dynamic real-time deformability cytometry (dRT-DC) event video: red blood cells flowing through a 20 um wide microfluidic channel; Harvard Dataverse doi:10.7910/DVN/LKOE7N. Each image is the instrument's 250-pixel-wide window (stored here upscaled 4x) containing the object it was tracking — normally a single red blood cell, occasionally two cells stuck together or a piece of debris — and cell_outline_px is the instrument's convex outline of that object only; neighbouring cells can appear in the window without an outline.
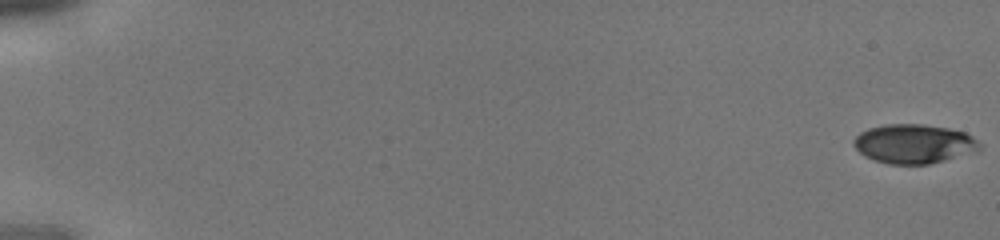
{"species": "human", "species_latin": "Homo sapiens", "temperature_condition": "cold", "stored_images_in_passage": 43, "camera_frame_rate_fps": 3000, "um_per_image_px": 0.085, "donor": {"sex": "male"}, "frame": {"image": 1, "passage_image": 1, "time_ms": 0.0, "image_size_px": [1000, 240], "cell_outline_px": [[980, 148], [976, 152], [928, 164], [888, 164], [864, 156], [852, 144], [852, 140], [860, 132], [868, 128], [884, 124], [924, 124], [948, 128], [964, 132], [972, 136], [980, 144]], "centroid_in_image_um": [77.66, 12.22], "position_along_channel_um": 7.3, "area_um2": 28.78}}
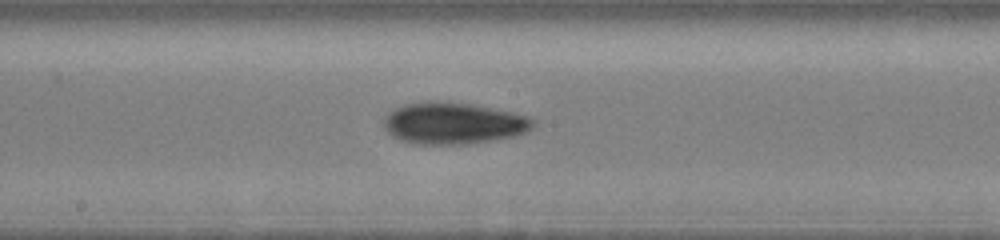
{"frame": {"image": 2, "passage_image": 25, "time_ms": 8.0, "image_size_px": [1000, 240], "cell_outline_px": [[536, 124], [528, 132], [516, 136], [468, 144], [412, 144], [400, 140], [392, 136], [384, 128], [384, 116], [388, 112], [404, 104], [428, 100], [468, 104], [528, 116], [536, 120]], "centroid_in_image_um": [38.51, 10.49], "position_along_channel_um": 209.7, "area_um2": 36.3}}
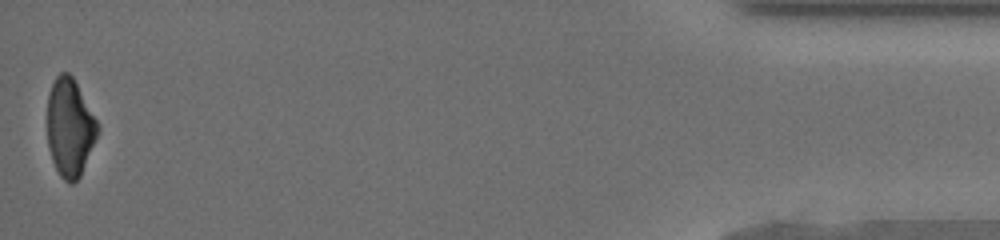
{"frame": {"image": 3, "passage_image": 43, "time_ms": 14.0, "image_size_px": [1000, 240], "cell_outline_px": [[100, 132], [80, 176], [72, 184], [68, 184], [60, 176], [52, 160], [48, 148], [48, 96], [52, 84], [56, 76], [60, 72], [68, 72], [72, 76], [100, 124]], "centroid_in_image_um": [5.96, 10.85], "position_along_channel_um": 429.2, "area_um2": 28.96}}